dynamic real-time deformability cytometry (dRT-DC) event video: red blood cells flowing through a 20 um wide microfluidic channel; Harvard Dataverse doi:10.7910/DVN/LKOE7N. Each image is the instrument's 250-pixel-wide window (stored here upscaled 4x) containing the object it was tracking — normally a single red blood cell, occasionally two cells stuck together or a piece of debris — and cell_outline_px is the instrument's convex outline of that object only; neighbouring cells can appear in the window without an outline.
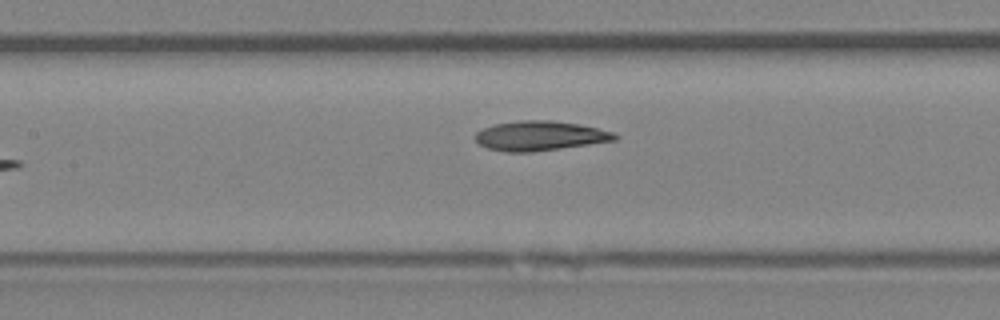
{"species": "Egyptian fruit bat (a non-hibernating species)", "species_latin": "Rousettus aegyptiacus", "temperature_condition": "room temperature", "stored_images_in_passage": 7, "camera_frame_rate_fps": 3000, "um_per_image_px": 0.085, "animal": {"sex": "female"}, "frame": {"image": 1, "passage_image": 7, "time_ms": 7.0, "image_size_px": [1000, 320], "cell_outline_px": [[620, 136], [616, 140], [532, 152], [508, 152], [488, 148], [480, 144], [476, 140], [476, 132], [484, 128], [496, 124], [520, 120], [552, 120], [580, 124], [612, 132]], "centroid_in_image_um": [45.91, 11.54], "position_along_channel_um": 161.5, "area_um2": 23.81}}